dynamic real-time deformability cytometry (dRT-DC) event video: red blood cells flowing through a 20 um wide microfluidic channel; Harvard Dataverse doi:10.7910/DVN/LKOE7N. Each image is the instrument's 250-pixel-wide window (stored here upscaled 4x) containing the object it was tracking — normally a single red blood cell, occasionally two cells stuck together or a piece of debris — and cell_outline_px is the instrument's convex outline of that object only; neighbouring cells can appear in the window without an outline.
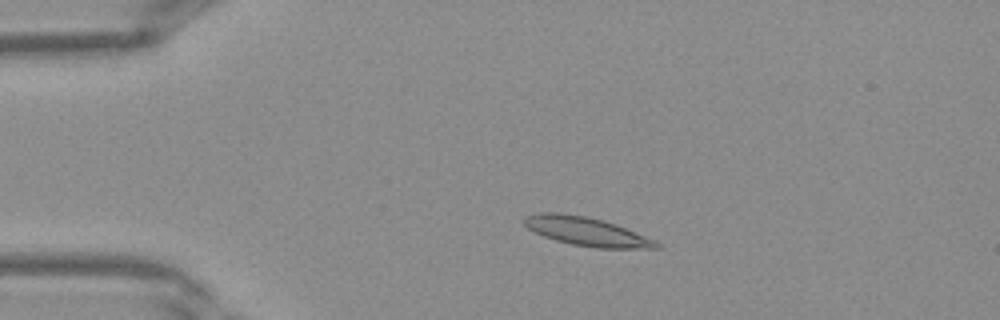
{"species": "Egyptian fruit bat (a non-hibernating species)", "species_latin": "Rousettus aegyptiacus", "temperature_condition": "warm", "stored_images_in_passage": 39, "camera_frame_rate_fps": 3000, "um_per_image_px": 0.085, "frame": {"image": 1, "passage_image": 7, "time_ms": 2.0, "image_size_px": [1000, 320], "cell_outline_px": [[660, 248], [596, 248], [572, 244], [556, 240], [544, 236], [528, 228], [524, 224], [524, 216], [540, 212], [556, 212], [588, 216], [604, 220], [656, 240], [660, 244]], "centroid_in_image_um": [49.85, 19.66], "position_along_channel_um": 35.1, "area_um2": 21.96}}
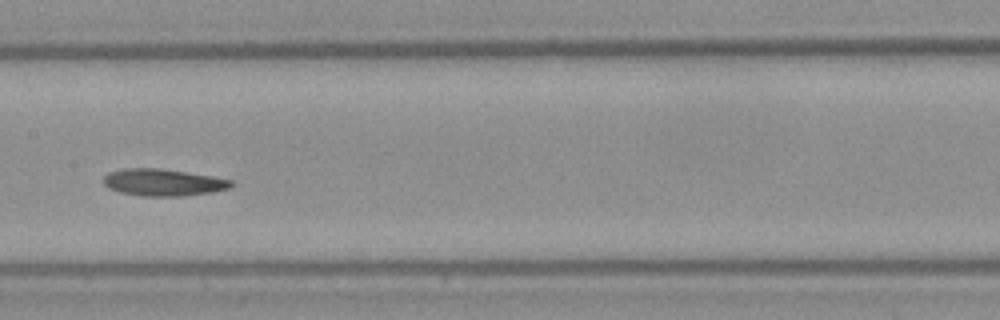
{"frame": {"image": 2, "passage_image": 19, "time_ms": 6.0, "image_size_px": [1000, 320], "cell_outline_px": [[236, 184], [228, 188], [212, 192], [184, 196], [144, 196], [120, 192], [108, 188], [104, 184], [104, 176], [108, 172], [120, 168], [160, 168], [212, 176], [232, 180]], "centroid_in_image_um": [13.86, 15.5], "position_along_channel_um": 193.5, "area_um2": 20.17}}
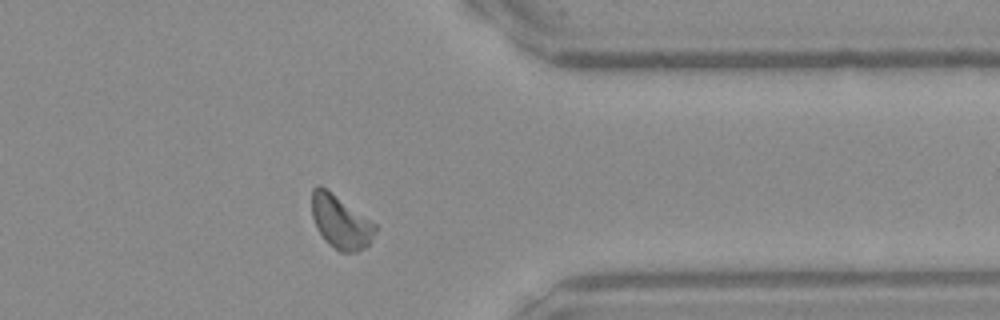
{"frame": {"image": 3, "passage_image": 31, "time_ms": 10.0, "image_size_px": [1000, 320], "cell_outline_px": [[376, 232], [368, 244], [364, 248], [356, 252], [340, 252], [328, 244], [324, 240], [316, 228], [312, 216], [312, 188], [316, 184], [320, 184], [376, 224]], "centroid_in_image_um": [28.92, 18.86], "position_along_channel_um": 382.5, "area_um2": 19.65}}